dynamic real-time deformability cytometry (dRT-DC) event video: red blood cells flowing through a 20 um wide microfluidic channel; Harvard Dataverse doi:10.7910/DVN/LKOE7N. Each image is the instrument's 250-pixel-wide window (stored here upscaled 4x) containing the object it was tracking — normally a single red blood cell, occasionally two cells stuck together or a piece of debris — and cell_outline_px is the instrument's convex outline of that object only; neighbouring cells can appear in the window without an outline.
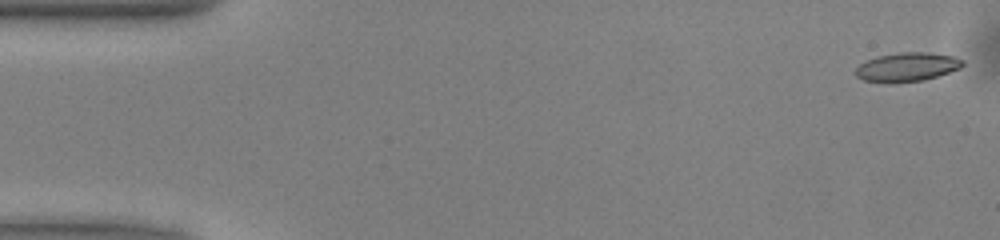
{"species": "common noctule bat (a hibernating species)", "species_latin": "Nyctalus noctula", "temperature_condition": "warm", "stored_images_in_passage": 50, "camera_frame_rate_fps": 3000, "um_per_image_px": 0.085, "animal": {"sex": "male", "body_mass_g": 13.0, "forearm_length_mm": 53.1}, "frame": {"image": 1, "passage_image": 1, "time_ms": 0.0, "image_size_px": [1000, 240], "cell_outline_px": [[964, 64], [960, 68], [924, 80], [896, 84], [884, 84], [864, 80], [856, 76], [856, 68], [860, 64], [868, 60], [880, 56], [900, 52], [928, 52], [952, 56], [964, 60]], "centroid_in_image_um": [77.09, 5.72], "position_along_channel_um": 7.9, "area_um2": 18.15}}
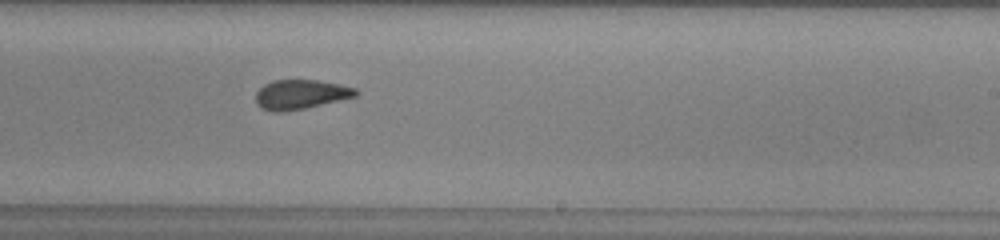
{"frame": {"image": 2, "passage_image": 30, "time_ms": 9.667, "image_size_px": [1000, 240], "cell_outline_px": [[360, 92], [356, 96], [304, 108], [280, 112], [272, 112], [260, 108], [256, 104], [256, 92], [264, 84], [272, 80], [316, 80], [356, 88]], "centroid_in_image_um": [25.51, 8.03], "position_along_channel_um": 263.5, "area_um2": 17.05}}
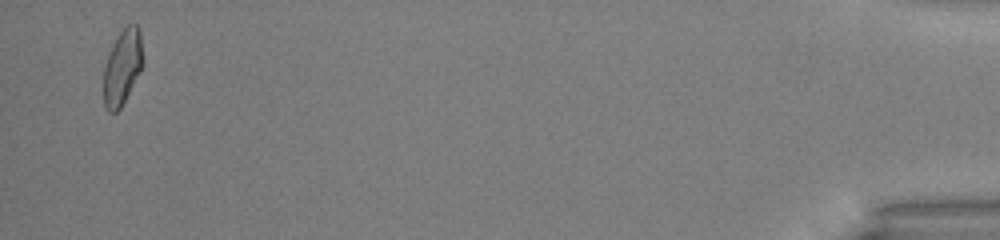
{"frame": {"image": 3, "passage_image": 49, "time_ms": 16.0, "image_size_px": [1000, 240], "cell_outline_px": [[144, 64], [140, 72], [120, 108], [116, 112], [108, 112], [104, 108], [104, 64], [112, 44], [116, 36], [124, 24], [136, 24], [140, 28], [144, 60]], "centroid_in_image_um": [10.42, 5.64], "position_along_channel_um": 424.8, "area_um2": 17.69}, "authors_computed_cell_mechanics": {"area_um2": 17.8024, "velocity_mm_per_s": 4.0405, "shape_relaxation_time_tau1_ms": null, "shape_relaxation_time_tau2_ms": 2.1379, "deformation_change_tau1": null, "deformation_change_tau2": 0.0934}}